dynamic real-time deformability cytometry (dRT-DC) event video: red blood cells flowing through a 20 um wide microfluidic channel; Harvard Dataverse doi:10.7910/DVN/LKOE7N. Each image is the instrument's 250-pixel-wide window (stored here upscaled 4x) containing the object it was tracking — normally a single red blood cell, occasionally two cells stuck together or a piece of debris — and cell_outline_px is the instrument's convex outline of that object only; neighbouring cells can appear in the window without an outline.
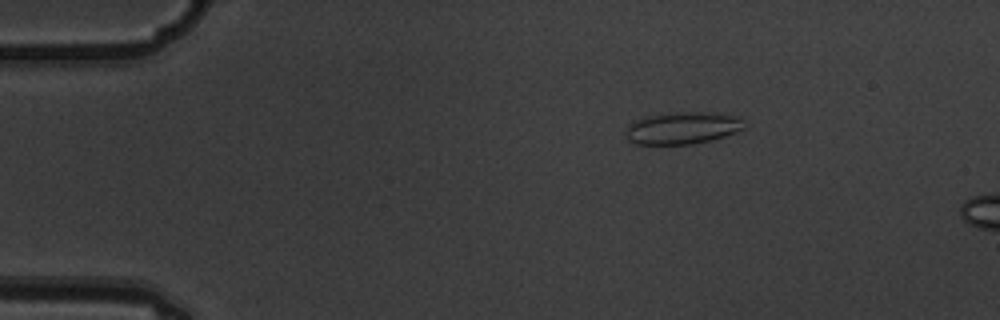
{"species": "common noctule bat (a hibernating species)", "species_latin": "Nyctalus noctula", "temperature_condition": "warm", "stored_images_in_passage": 5, "camera_frame_rate_fps": 3000, "um_per_image_px": 0.085, "animal": {"sex": "male", "body_mass_g": 19.5, "forearm_length_mm": 54.6}, "frame": {"image": 1, "passage_image": 3, "time_ms": 0.667, "image_size_px": [1000, 320], "cell_outline_px": [[744, 128], [736, 132], [712, 140], [692, 144], [636, 144], [628, 140], [628, 124], [632, 120], [648, 116], [680, 112], [704, 112], [736, 116], [740, 120]], "centroid_in_image_um": [57.98, 10.89], "position_along_channel_um": 27.0, "area_um2": 21.79}}